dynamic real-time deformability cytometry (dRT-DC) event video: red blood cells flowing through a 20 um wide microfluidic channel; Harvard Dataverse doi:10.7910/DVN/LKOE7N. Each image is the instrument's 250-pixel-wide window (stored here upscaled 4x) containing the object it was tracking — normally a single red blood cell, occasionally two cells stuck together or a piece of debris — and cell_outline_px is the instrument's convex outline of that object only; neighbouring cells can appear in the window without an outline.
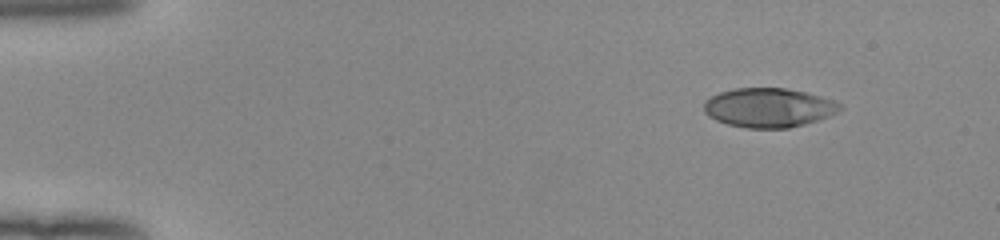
{"species": "human", "species_latin": "Homo sapiens", "temperature_condition": "room temperature", "stored_images_in_passage": 47, "camera_frame_rate_fps": 3000, "um_per_image_px": 0.085, "donor": {"sex": "female"}, "frame": {"image": 1, "passage_image": 1, "time_ms": 0.0, "image_size_px": [1000, 240], "cell_outline_px": [[840, 108], [836, 112], [828, 116], [804, 124], [788, 128], [744, 128], [728, 124], [716, 120], [708, 116], [704, 112], [704, 100], [720, 92], [732, 88], [784, 88], [804, 92], [836, 100], [840, 104]], "centroid_in_image_um": [65.29, 9.15], "position_along_channel_um": 19.7, "area_um2": 30.98}}
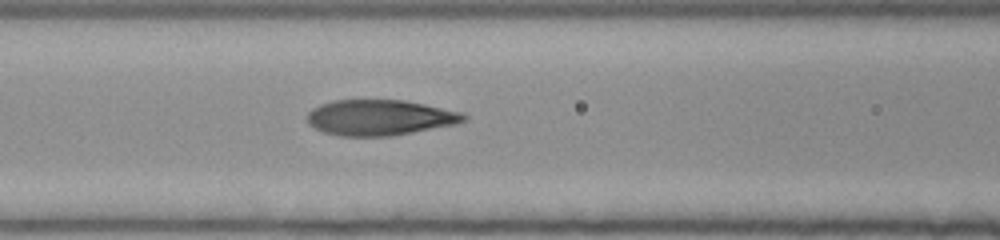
{"frame": {"image": 2, "passage_image": 18, "time_ms": 5.667, "image_size_px": [1000, 240], "cell_outline_px": [[468, 120], [456, 124], [392, 136], [340, 136], [324, 132], [308, 124], [308, 112], [312, 108], [320, 104], [332, 100], [404, 100], [464, 112], [468, 116]], "centroid_in_image_um": [32.31, 9.99], "position_along_channel_um": 134.3, "area_um2": 32.66}}
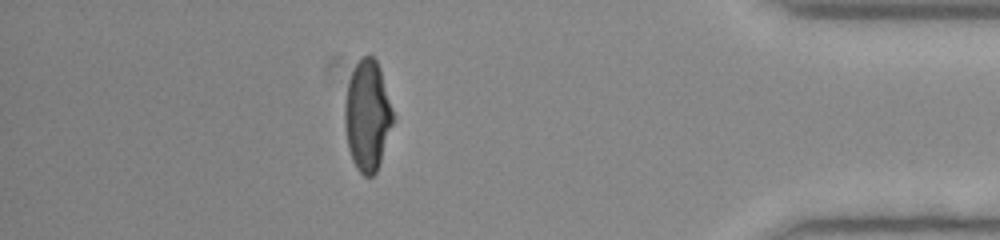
{"frame": {"image": 3, "passage_image": 41, "time_ms": 13.333, "image_size_px": [1000, 240], "cell_outline_px": [[396, 116], [376, 172], [372, 176], [364, 176], [356, 168], [352, 160], [348, 148], [344, 124], [344, 104], [348, 84], [352, 72], [360, 56], [368, 52], [376, 60], [380, 68]], "centroid_in_image_um": [31.24, 9.79], "position_along_channel_um": 404.0, "area_um2": 31.56}, "authors_computed_cell_mechanics": {"area_um2": 32.946, "velocity_mm_per_s": 4.0013, "shape_relaxation_time_tau1_ms": 5.1765, "shape_relaxation_time_tau2_ms": 0.9091, "deformation_change_tau1": 0.2405, "deformation_change_tau2": 0.0817}}